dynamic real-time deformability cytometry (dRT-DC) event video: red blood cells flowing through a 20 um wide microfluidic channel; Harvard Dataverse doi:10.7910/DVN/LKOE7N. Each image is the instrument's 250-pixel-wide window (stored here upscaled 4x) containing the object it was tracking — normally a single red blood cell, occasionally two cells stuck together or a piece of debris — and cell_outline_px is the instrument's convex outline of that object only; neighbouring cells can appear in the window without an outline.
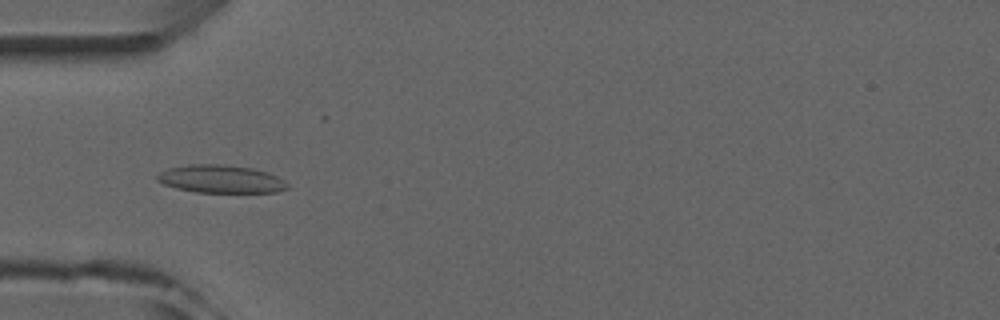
{"species": "common noctule bat (a hibernating species)", "species_latin": "Nyctalus noctula", "temperature_condition": "room temperature", "stored_images_in_passage": 2, "camera_frame_rate_fps": 3000, "um_per_image_px": 0.085, "animal": {"sex": "male", "forearm_length_mm": 52.5}, "frame": {"image": 1, "passage_image": 2, "time_ms": 1.0, "image_size_px": [1000, 320], "cell_outline_px": [[288, 188], [276, 192], [196, 192], [176, 188], [164, 184], [156, 180], [156, 176], [160, 172], [168, 168], [188, 164], [224, 164], [252, 168], [268, 172], [284, 180], [288, 184]], "centroid_in_image_um": [18.76, 15.21], "position_along_channel_um": 66.2, "area_um2": 21.21}}